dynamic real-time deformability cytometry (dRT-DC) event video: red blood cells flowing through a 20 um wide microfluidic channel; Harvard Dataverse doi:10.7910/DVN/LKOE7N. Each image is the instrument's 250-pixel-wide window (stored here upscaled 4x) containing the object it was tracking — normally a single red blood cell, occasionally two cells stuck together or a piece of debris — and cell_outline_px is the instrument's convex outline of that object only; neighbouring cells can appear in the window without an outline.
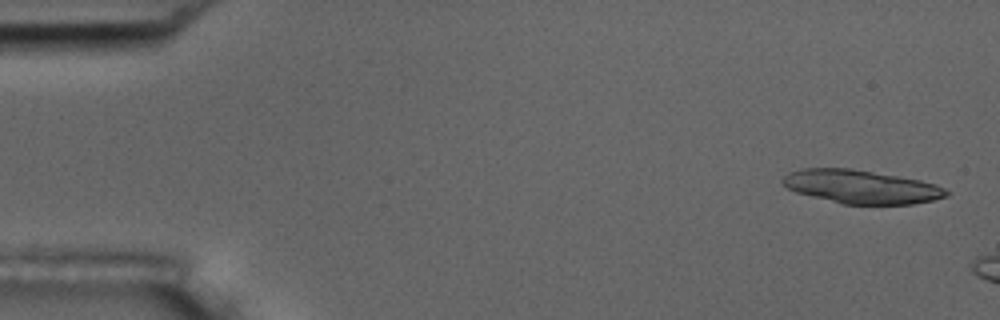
{"species": "common noctule bat (a hibernating species)", "species_latin": "Nyctalus noctula", "temperature_condition": "room temperature", "stored_images_in_passage": 8, "camera_frame_rate_fps": 3000, "um_per_image_px": 0.085, "animal": {"sex": "male", "body_mass_g": 17.5, "forearm_length_mm": 52.3}, "frame": {"image": 1, "passage_image": 2, "time_ms": 0.333, "image_size_px": [1000, 320], "cell_outline_px": [[952, 192], [948, 196], [932, 200], [912, 204], [840, 204], [796, 192], [788, 188], [780, 180], [788, 172], [800, 168], [852, 168], [920, 180], [936, 184]], "centroid_in_image_um": [73.2, 15.87], "position_along_channel_um": 11.8, "area_um2": 32.08}}